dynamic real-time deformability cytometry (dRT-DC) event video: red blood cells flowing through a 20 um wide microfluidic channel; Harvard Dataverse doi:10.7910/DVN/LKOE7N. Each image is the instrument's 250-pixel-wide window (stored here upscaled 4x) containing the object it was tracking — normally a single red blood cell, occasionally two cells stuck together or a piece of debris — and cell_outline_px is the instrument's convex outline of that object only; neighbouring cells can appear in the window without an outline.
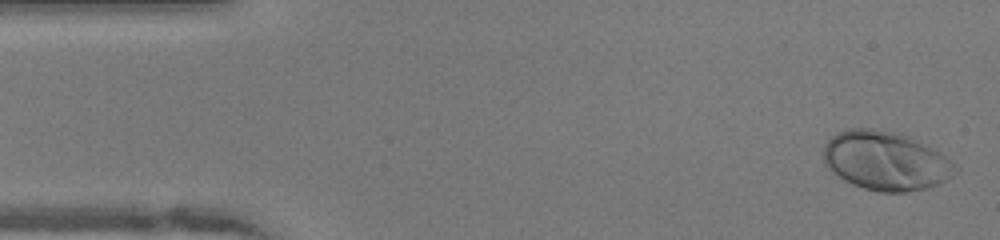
{"species": "human", "species_latin": "Homo sapiens", "temperature_condition": "warm", "stored_images_in_passage": 48, "camera_frame_rate_fps": 3000, "um_per_image_px": 0.085, "donor": {"sex": "female"}, "frame": {"image": 1, "passage_image": 1, "time_ms": 0.0, "image_size_px": [1000, 240], "cell_outline_px": [[960, 168], [952, 176], [940, 184], [928, 188], [908, 192], [880, 192], [864, 188], [852, 184], [836, 176], [824, 164], [824, 144], [836, 132], [848, 128], [872, 128], [892, 132], [908, 136], [940, 152]], "centroid_in_image_um": [75.27, 13.68], "position_along_channel_um": 9.7, "area_um2": 45.49}}
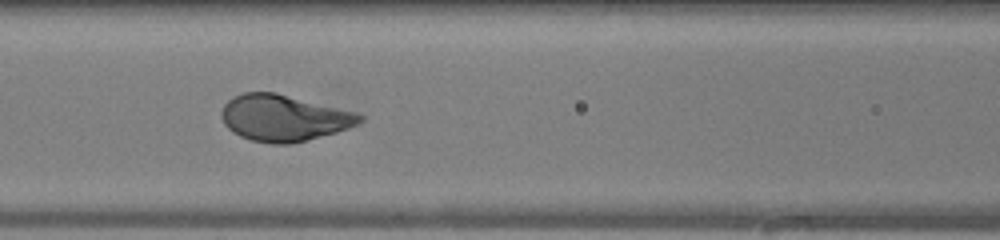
{"frame": {"image": 2, "passage_image": 19, "time_ms": 6.0, "image_size_px": [1000, 240], "cell_outline_px": [[364, 120], [348, 128], [336, 132], [308, 140], [292, 144], [272, 144], [252, 140], [240, 136], [232, 132], [224, 124], [220, 116], [220, 112], [224, 104], [228, 100], [244, 92], [276, 92], [356, 112], [364, 116]], "centroid_in_image_um": [24.11, 10.03], "position_along_channel_um": 142.5, "area_um2": 37.45}}
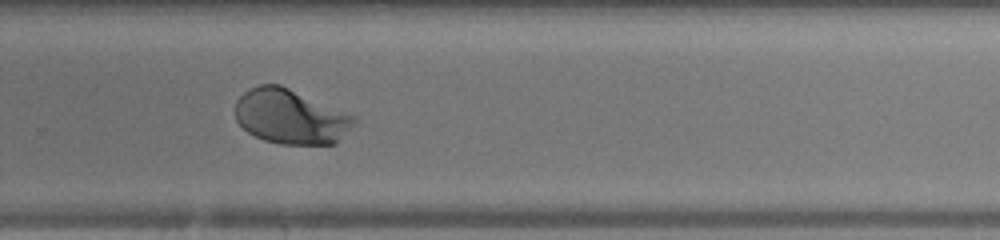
{"frame": {"image": 3, "passage_image": 31, "time_ms": 10.0, "image_size_px": [1000, 240], "cell_outline_px": [[356, 124], [336, 144], [280, 144], [264, 140], [248, 132], [236, 120], [236, 100], [248, 88], [260, 84], [280, 84], [356, 116]], "centroid_in_image_um": [24.72, 9.91], "position_along_channel_um": 305.1, "area_um2": 38.03}, "authors_computed_cell_mechanics": {"area_um2": 38.0324, "velocity_mm_per_s": 4.0798, "shape_relaxation_time_tau1_ms": 2.3754, "shape_relaxation_time_tau2_ms": null, "deformation_change_tau1": 0.1803, "deformation_change_tau2": null}}